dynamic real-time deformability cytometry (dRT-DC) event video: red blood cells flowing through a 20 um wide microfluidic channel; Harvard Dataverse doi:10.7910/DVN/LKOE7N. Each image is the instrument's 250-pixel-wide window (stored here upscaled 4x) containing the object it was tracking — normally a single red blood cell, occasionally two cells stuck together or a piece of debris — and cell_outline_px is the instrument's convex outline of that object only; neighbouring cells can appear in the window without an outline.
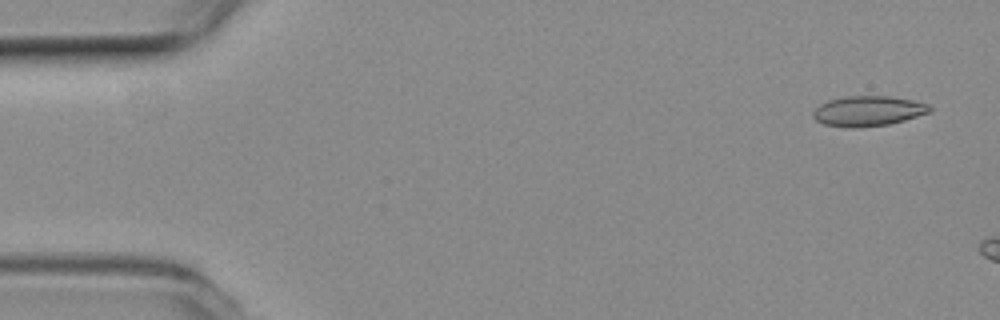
{"species": "common noctule bat (a hibernating species)", "species_latin": "Nyctalus noctula", "temperature_condition": "room temperature", "stored_images_in_passage": 8, "camera_frame_rate_fps": 3000, "um_per_image_px": 0.085, "animal": {"sex": "female", "body_mass_g": 19.3, "forearm_length_mm": 54.1}, "frame": {"image": 1, "passage_image": 3, "time_ms": 0.667, "image_size_px": [1000, 320], "cell_outline_px": [[932, 112], [904, 120], [888, 124], [856, 128], [848, 128], [824, 124], [816, 120], [812, 116], [812, 112], [820, 104], [828, 100], [848, 96], [888, 96], [912, 100], [928, 104], [932, 108]], "centroid_in_image_um": [73.78, 9.44], "position_along_channel_um": 11.2, "area_um2": 20.52}}